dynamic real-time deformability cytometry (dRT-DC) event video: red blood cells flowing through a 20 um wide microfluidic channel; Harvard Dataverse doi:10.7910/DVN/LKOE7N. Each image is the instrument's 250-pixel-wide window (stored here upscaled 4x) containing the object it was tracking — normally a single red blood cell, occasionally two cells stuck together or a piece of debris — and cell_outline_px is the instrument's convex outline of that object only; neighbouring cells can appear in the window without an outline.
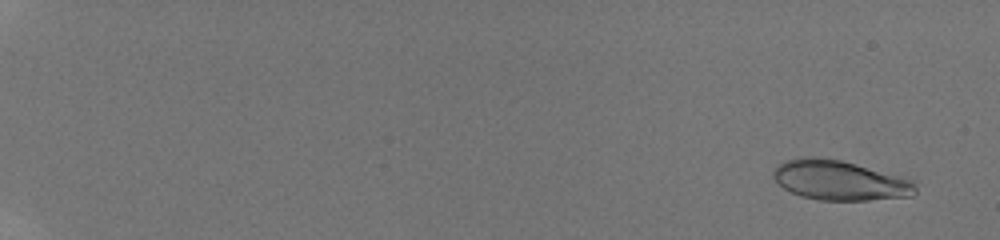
{"species": "human", "species_latin": "Homo sapiens", "temperature_condition": "room temperature", "stored_images_in_passage": 53, "camera_frame_rate_fps": 3000, "um_per_image_px": 0.085, "donor": {"sex": "male"}, "frame": {"image": 1, "passage_image": 4, "time_ms": 1.0, "image_size_px": [1000, 240], "cell_outline_px": [[916, 192], [912, 196], [868, 200], [820, 200], [800, 196], [784, 188], [772, 176], [772, 172], [784, 160], [800, 156], [812, 156], [840, 160], [856, 164], [912, 180], [916, 188]], "centroid_in_image_um": [71.34, 15.32], "position_along_channel_um": 13.7, "area_um2": 32.71}}
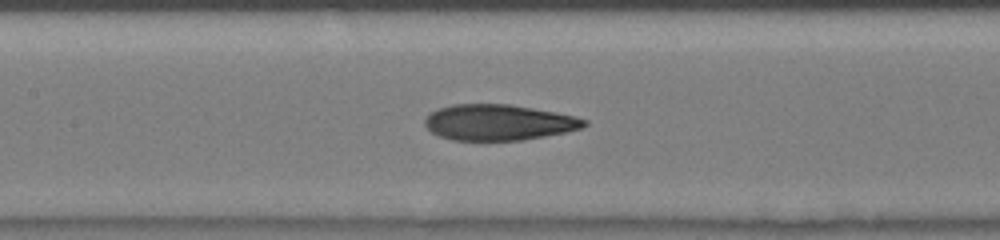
{"frame": {"image": 2, "passage_image": 30, "time_ms": 9.667, "image_size_px": [1000, 240], "cell_outline_px": [[588, 124], [584, 128], [568, 132], [524, 140], [452, 140], [440, 136], [432, 132], [424, 124], [424, 120], [432, 112], [440, 108], [452, 104], [508, 104], [556, 112], [576, 116], [588, 120]], "centroid_in_image_um": [42.44, 10.41], "position_along_channel_um": 165.0, "area_um2": 33.35}}
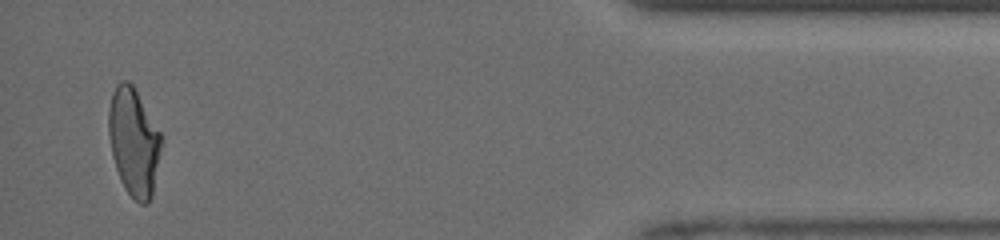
{"frame": {"image": 3, "passage_image": 52, "time_ms": 17.0, "image_size_px": [1000, 240], "cell_outline_px": [[160, 148], [152, 196], [148, 204], [140, 204], [124, 188], [120, 180], [112, 156], [108, 132], [108, 108], [112, 92], [116, 84], [120, 80], [128, 80], [132, 84], [160, 132]], "centroid_in_image_um": [11.33, 12.04], "position_along_channel_um": 423.9, "area_um2": 32.71}, "authors_computed_cell_mechanics": {"area_um2": 32.946, "velocity_mm_per_s": 4.2435, "shape_relaxation_time_tau1_ms": 10.662, "shape_relaxation_time_tau2_ms": 1.4813, "deformation_change_tau1": 0.302, "deformation_change_tau2": 0.089}}